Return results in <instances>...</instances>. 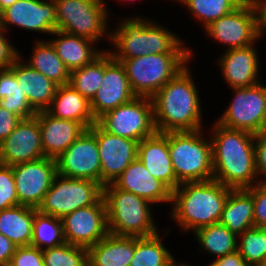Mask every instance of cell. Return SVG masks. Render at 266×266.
Returning a JSON list of instances; mask_svg holds the SVG:
<instances>
[{
    "mask_svg": "<svg viewBox=\"0 0 266 266\" xmlns=\"http://www.w3.org/2000/svg\"><path fill=\"white\" fill-rule=\"evenodd\" d=\"M213 179L232 189H243L257 183L254 134L213 125Z\"/></svg>",
    "mask_w": 266,
    "mask_h": 266,
    "instance_id": "6da1fadb",
    "label": "cell"
},
{
    "mask_svg": "<svg viewBox=\"0 0 266 266\" xmlns=\"http://www.w3.org/2000/svg\"><path fill=\"white\" fill-rule=\"evenodd\" d=\"M186 65L151 99L157 132L196 131L203 128L197 87Z\"/></svg>",
    "mask_w": 266,
    "mask_h": 266,
    "instance_id": "7a4b0ae2",
    "label": "cell"
},
{
    "mask_svg": "<svg viewBox=\"0 0 266 266\" xmlns=\"http://www.w3.org/2000/svg\"><path fill=\"white\" fill-rule=\"evenodd\" d=\"M231 189L214 179L182 183L172 191L170 216L184 232L219 223Z\"/></svg>",
    "mask_w": 266,
    "mask_h": 266,
    "instance_id": "3957f363",
    "label": "cell"
},
{
    "mask_svg": "<svg viewBox=\"0 0 266 266\" xmlns=\"http://www.w3.org/2000/svg\"><path fill=\"white\" fill-rule=\"evenodd\" d=\"M115 30L106 35L117 50L110 51L116 61L149 54L191 53L179 36L152 20L125 18Z\"/></svg>",
    "mask_w": 266,
    "mask_h": 266,
    "instance_id": "277c9868",
    "label": "cell"
},
{
    "mask_svg": "<svg viewBox=\"0 0 266 266\" xmlns=\"http://www.w3.org/2000/svg\"><path fill=\"white\" fill-rule=\"evenodd\" d=\"M108 231L117 236L147 237L158 233L150 203L113 183L103 187Z\"/></svg>",
    "mask_w": 266,
    "mask_h": 266,
    "instance_id": "5b68a950",
    "label": "cell"
},
{
    "mask_svg": "<svg viewBox=\"0 0 266 266\" xmlns=\"http://www.w3.org/2000/svg\"><path fill=\"white\" fill-rule=\"evenodd\" d=\"M202 136V129L168 132L169 155L180 184L213 179L212 144Z\"/></svg>",
    "mask_w": 266,
    "mask_h": 266,
    "instance_id": "8992f818",
    "label": "cell"
},
{
    "mask_svg": "<svg viewBox=\"0 0 266 266\" xmlns=\"http://www.w3.org/2000/svg\"><path fill=\"white\" fill-rule=\"evenodd\" d=\"M191 53H162L123 59L126 75L133 93L152 98L189 62Z\"/></svg>",
    "mask_w": 266,
    "mask_h": 266,
    "instance_id": "52a82bcc",
    "label": "cell"
},
{
    "mask_svg": "<svg viewBox=\"0 0 266 266\" xmlns=\"http://www.w3.org/2000/svg\"><path fill=\"white\" fill-rule=\"evenodd\" d=\"M104 0H54L56 30L99 42L104 37L109 16Z\"/></svg>",
    "mask_w": 266,
    "mask_h": 266,
    "instance_id": "ba28073f",
    "label": "cell"
},
{
    "mask_svg": "<svg viewBox=\"0 0 266 266\" xmlns=\"http://www.w3.org/2000/svg\"><path fill=\"white\" fill-rule=\"evenodd\" d=\"M103 197V186L96 181L55 175L37 211L62 219L75 210L96 204Z\"/></svg>",
    "mask_w": 266,
    "mask_h": 266,
    "instance_id": "9c48e42d",
    "label": "cell"
},
{
    "mask_svg": "<svg viewBox=\"0 0 266 266\" xmlns=\"http://www.w3.org/2000/svg\"><path fill=\"white\" fill-rule=\"evenodd\" d=\"M96 123L106 132L138 142L157 132L153 103L149 97L136 96L130 102L104 113Z\"/></svg>",
    "mask_w": 266,
    "mask_h": 266,
    "instance_id": "30bf717a",
    "label": "cell"
},
{
    "mask_svg": "<svg viewBox=\"0 0 266 266\" xmlns=\"http://www.w3.org/2000/svg\"><path fill=\"white\" fill-rule=\"evenodd\" d=\"M233 101L216 122L223 127L252 134L266 129V86L261 82L251 87L232 88Z\"/></svg>",
    "mask_w": 266,
    "mask_h": 266,
    "instance_id": "8fae6325",
    "label": "cell"
},
{
    "mask_svg": "<svg viewBox=\"0 0 266 266\" xmlns=\"http://www.w3.org/2000/svg\"><path fill=\"white\" fill-rule=\"evenodd\" d=\"M207 36L228 46L227 49L253 45L259 38V12L254 0H245L231 13L205 28Z\"/></svg>",
    "mask_w": 266,
    "mask_h": 266,
    "instance_id": "7c38bea8",
    "label": "cell"
},
{
    "mask_svg": "<svg viewBox=\"0 0 266 266\" xmlns=\"http://www.w3.org/2000/svg\"><path fill=\"white\" fill-rule=\"evenodd\" d=\"M59 175L96 181L101 184V161L96 139V123L83 133L56 159Z\"/></svg>",
    "mask_w": 266,
    "mask_h": 266,
    "instance_id": "4fadbf2b",
    "label": "cell"
},
{
    "mask_svg": "<svg viewBox=\"0 0 266 266\" xmlns=\"http://www.w3.org/2000/svg\"><path fill=\"white\" fill-rule=\"evenodd\" d=\"M65 242L85 248L95 245L109 234L106 203L79 208L62 219Z\"/></svg>",
    "mask_w": 266,
    "mask_h": 266,
    "instance_id": "5bb4252c",
    "label": "cell"
},
{
    "mask_svg": "<svg viewBox=\"0 0 266 266\" xmlns=\"http://www.w3.org/2000/svg\"><path fill=\"white\" fill-rule=\"evenodd\" d=\"M12 169L19 205L37 209L57 174L55 159L43 157Z\"/></svg>",
    "mask_w": 266,
    "mask_h": 266,
    "instance_id": "9a60e30c",
    "label": "cell"
},
{
    "mask_svg": "<svg viewBox=\"0 0 266 266\" xmlns=\"http://www.w3.org/2000/svg\"><path fill=\"white\" fill-rule=\"evenodd\" d=\"M135 97L123 64L112 57L110 50H104V76L100 88L90 101L94 118L97 120L104 113Z\"/></svg>",
    "mask_w": 266,
    "mask_h": 266,
    "instance_id": "2e32d148",
    "label": "cell"
},
{
    "mask_svg": "<svg viewBox=\"0 0 266 266\" xmlns=\"http://www.w3.org/2000/svg\"><path fill=\"white\" fill-rule=\"evenodd\" d=\"M96 139L101 161V185L114 183L137 158L138 141L104 131L96 123Z\"/></svg>",
    "mask_w": 266,
    "mask_h": 266,
    "instance_id": "e0dca14e",
    "label": "cell"
},
{
    "mask_svg": "<svg viewBox=\"0 0 266 266\" xmlns=\"http://www.w3.org/2000/svg\"><path fill=\"white\" fill-rule=\"evenodd\" d=\"M45 157L36 116L22 119L14 131L0 143V163L13 166Z\"/></svg>",
    "mask_w": 266,
    "mask_h": 266,
    "instance_id": "ac0fdd59",
    "label": "cell"
},
{
    "mask_svg": "<svg viewBox=\"0 0 266 266\" xmlns=\"http://www.w3.org/2000/svg\"><path fill=\"white\" fill-rule=\"evenodd\" d=\"M2 27L10 25L24 30L52 34L56 30V7L54 0H17L2 11Z\"/></svg>",
    "mask_w": 266,
    "mask_h": 266,
    "instance_id": "d6986e66",
    "label": "cell"
},
{
    "mask_svg": "<svg viewBox=\"0 0 266 266\" xmlns=\"http://www.w3.org/2000/svg\"><path fill=\"white\" fill-rule=\"evenodd\" d=\"M217 60L230 88L251 87L259 83V60L253 45L227 49Z\"/></svg>",
    "mask_w": 266,
    "mask_h": 266,
    "instance_id": "ffe728a7",
    "label": "cell"
},
{
    "mask_svg": "<svg viewBox=\"0 0 266 266\" xmlns=\"http://www.w3.org/2000/svg\"><path fill=\"white\" fill-rule=\"evenodd\" d=\"M137 158L148 172L174 191L180 183L177 181L168 150V132L159 133L138 143Z\"/></svg>",
    "mask_w": 266,
    "mask_h": 266,
    "instance_id": "44dd1931",
    "label": "cell"
},
{
    "mask_svg": "<svg viewBox=\"0 0 266 266\" xmlns=\"http://www.w3.org/2000/svg\"><path fill=\"white\" fill-rule=\"evenodd\" d=\"M35 116L45 157L56 159L85 131L79 122L53 117L47 111L36 112Z\"/></svg>",
    "mask_w": 266,
    "mask_h": 266,
    "instance_id": "7402d4cb",
    "label": "cell"
},
{
    "mask_svg": "<svg viewBox=\"0 0 266 266\" xmlns=\"http://www.w3.org/2000/svg\"><path fill=\"white\" fill-rule=\"evenodd\" d=\"M118 189L133 193L152 204L171 203L172 191L152 176L136 158L113 183Z\"/></svg>",
    "mask_w": 266,
    "mask_h": 266,
    "instance_id": "603a6c76",
    "label": "cell"
},
{
    "mask_svg": "<svg viewBox=\"0 0 266 266\" xmlns=\"http://www.w3.org/2000/svg\"><path fill=\"white\" fill-rule=\"evenodd\" d=\"M18 57L9 67L16 76V80L30 106L36 111H46L55 96L58 85L45 77L39 71L22 62Z\"/></svg>",
    "mask_w": 266,
    "mask_h": 266,
    "instance_id": "cb8c5ba5",
    "label": "cell"
},
{
    "mask_svg": "<svg viewBox=\"0 0 266 266\" xmlns=\"http://www.w3.org/2000/svg\"><path fill=\"white\" fill-rule=\"evenodd\" d=\"M46 111L53 117L79 122L85 129L97 122L91 111L90 101L69 84L57 87Z\"/></svg>",
    "mask_w": 266,
    "mask_h": 266,
    "instance_id": "d4e9b609",
    "label": "cell"
},
{
    "mask_svg": "<svg viewBox=\"0 0 266 266\" xmlns=\"http://www.w3.org/2000/svg\"><path fill=\"white\" fill-rule=\"evenodd\" d=\"M134 256V237L109 233L87 248L88 266H130Z\"/></svg>",
    "mask_w": 266,
    "mask_h": 266,
    "instance_id": "484cf974",
    "label": "cell"
},
{
    "mask_svg": "<svg viewBox=\"0 0 266 266\" xmlns=\"http://www.w3.org/2000/svg\"><path fill=\"white\" fill-rule=\"evenodd\" d=\"M51 35H57L58 39H49V42L70 72L87 65L102 52L93 47L95 42L89 39L60 30Z\"/></svg>",
    "mask_w": 266,
    "mask_h": 266,
    "instance_id": "4316f807",
    "label": "cell"
},
{
    "mask_svg": "<svg viewBox=\"0 0 266 266\" xmlns=\"http://www.w3.org/2000/svg\"><path fill=\"white\" fill-rule=\"evenodd\" d=\"M253 210V196L247 188L231 189L219 223L239 236L245 230L255 227Z\"/></svg>",
    "mask_w": 266,
    "mask_h": 266,
    "instance_id": "83f0119b",
    "label": "cell"
},
{
    "mask_svg": "<svg viewBox=\"0 0 266 266\" xmlns=\"http://www.w3.org/2000/svg\"><path fill=\"white\" fill-rule=\"evenodd\" d=\"M34 208L18 205L0 211V233L17 246H29L33 236Z\"/></svg>",
    "mask_w": 266,
    "mask_h": 266,
    "instance_id": "f1b7e54d",
    "label": "cell"
},
{
    "mask_svg": "<svg viewBox=\"0 0 266 266\" xmlns=\"http://www.w3.org/2000/svg\"><path fill=\"white\" fill-rule=\"evenodd\" d=\"M31 59L27 63L31 68L39 71L58 86L69 83L70 71L66 68L55 48L49 41H36Z\"/></svg>",
    "mask_w": 266,
    "mask_h": 266,
    "instance_id": "f546056e",
    "label": "cell"
},
{
    "mask_svg": "<svg viewBox=\"0 0 266 266\" xmlns=\"http://www.w3.org/2000/svg\"><path fill=\"white\" fill-rule=\"evenodd\" d=\"M0 107L7 109L21 119L34 117L36 114L10 68L0 69Z\"/></svg>",
    "mask_w": 266,
    "mask_h": 266,
    "instance_id": "4dcf8cb0",
    "label": "cell"
},
{
    "mask_svg": "<svg viewBox=\"0 0 266 266\" xmlns=\"http://www.w3.org/2000/svg\"><path fill=\"white\" fill-rule=\"evenodd\" d=\"M195 237L203 251L217 258L237 250L238 236L221 223H215L196 229Z\"/></svg>",
    "mask_w": 266,
    "mask_h": 266,
    "instance_id": "1f68e13d",
    "label": "cell"
},
{
    "mask_svg": "<svg viewBox=\"0 0 266 266\" xmlns=\"http://www.w3.org/2000/svg\"><path fill=\"white\" fill-rule=\"evenodd\" d=\"M161 241L159 233L134 237V256L130 266H172L175 259Z\"/></svg>",
    "mask_w": 266,
    "mask_h": 266,
    "instance_id": "d6a6232c",
    "label": "cell"
},
{
    "mask_svg": "<svg viewBox=\"0 0 266 266\" xmlns=\"http://www.w3.org/2000/svg\"><path fill=\"white\" fill-rule=\"evenodd\" d=\"M104 76V51L90 63L70 72L69 85L91 101L100 88Z\"/></svg>",
    "mask_w": 266,
    "mask_h": 266,
    "instance_id": "836d02e7",
    "label": "cell"
},
{
    "mask_svg": "<svg viewBox=\"0 0 266 266\" xmlns=\"http://www.w3.org/2000/svg\"><path fill=\"white\" fill-rule=\"evenodd\" d=\"M64 243L62 220L51 215L42 214L34 208L31 246L45 250Z\"/></svg>",
    "mask_w": 266,
    "mask_h": 266,
    "instance_id": "e575fe53",
    "label": "cell"
},
{
    "mask_svg": "<svg viewBox=\"0 0 266 266\" xmlns=\"http://www.w3.org/2000/svg\"><path fill=\"white\" fill-rule=\"evenodd\" d=\"M179 1L189 9L191 14L202 21L206 28L215 20L225 16L237 7H239L245 0H175Z\"/></svg>",
    "mask_w": 266,
    "mask_h": 266,
    "instance_id": "d590c367",
    "label": "cell"
},
{
    "mask_svg": "<svg viewBox=\"0 0 266 266\" xmlns=\"http://www.w3.org/2000/svg\"><path fill=\"white\" fill-rule=\"evenodd\" d=\"M237 251L247 266H260L266 258V228L253 227L238 236Z\"/></svg>",
    "mask_w": 266,
    "mask_h": 266,
    "instance_id": "8d00e7d4",
    "label": "cell"
},
{
    "mask_svg": "<svg viewBox=\"0 0 266 266\" xmlns=\"http://www.w3.org/2000/svg\"><path fill=\"white\" fill-rule=\"evenodd\" d=\"M44 266H88L87 248L65 242L42 250Z\"/></svg>",
    "mask_w": 266,
    "mask_h": 266,
    "instance_id": "74e56055",
    "label": "cell"
},
{
    "mask_svg": "<svg viewBox=\"0 0 266 266\" xmlns=\"http://www.w3.org/2000/svg\"><path fill=\"white\" fill-rule=\"evenodd\" d=\"M18 205L12 166L0 163V211Z\"/></svg>",
    "mask_w": 266,
    "mask_h": 266,
    "instance_id": "f35d334b",
    "label": "cell"
},
{
    "mask_svg": "<svg viewBox=\"0 0 266 266\" xmlns=\"http://www.w3.org/2000/svg\"><path fill=\"white\" fill-rule=\"evenodd\" d=\"M247 189L253 196L254 226L258 228H266V183L257 182L254 186Z\"/></svg>",
    "mask_w": 266,
    "mask_h": 266,
    "instance_id": "ab89813d",
    "label": "cell"
},
{
    "mask_svg": "<svg viewBox=\"0 0 266 266\" xmlns=\"http://www.w3.org/2000/svg\"><path fill=\"white\" fill-rule=\"evenodd\" d=\"M11 266H44L42 250L34 246H17Z\"/></svg>",
    "mask_w": 266,
    "mask_h": 266,
    "instance_id": "60d3db41",
    "label": "cell"
},
{
    "mask_svg": "<svg viewBox=\"0 0 266 266\" xmlns=\"http://www.w3.org/2000/svg\"><path fill=\"white\" fill-rule=\"evenodd\" d=\"M254 150H255V168L257 174V181L260 183H266V133L261 132L254 135Z\"/></svg>",
    "mask_w": 266,
    "mask_h": 266,
    "instance_id": "b9f144b4",
    "label": "cell"
},
{
    "mask_svg": "<svg viewBox=\"0 0 266 266\" xmlns=\"http://www.w3.org/2000/svg\"><path fill=\"white\" fill-rule=\"evenodd\" d=\"M5 32L6 30L0 26V69L9 68L20 56L16 47H14L4 35Z\"/></svg>",
    "mask_w": 266,
    "mask_h": 266,
    "instance_id": "7bdbcfd3",
    "label": "cell"
},
{
    "mask_svg": "<svg viewBox=\"0 0 266 266\" xmlns=\"http://www.w3.org/2000/svg\"><path fill=\"white\" fill-rule=\"evenodd\" d=\"M21 120L19 116L0 107V143L14 131Z\"/></svg>",
    "mask_w": 266,
    "mask_h": 266,
    "instance_id": "ee69618b",
    "label": "cell"
},
{
    "mask_svg": "<svg viewBox=\"0 0 266 266\" xmlns=\"http://www.w3.org/2000/svg\"><path fill=\"white\" fill-rule=\"evenodd\" d=\"M16 248V244L0 233V264L10 263L11 257L14 255Z\"/></svg>",
    "mask_w": 266,
    "mask_h": 266,
    "instance_id": "f6af8a7d",
    "label": "cell"
},
{
    "mask_svg": "<svg viewBox=\"0 0 266 266\" xmlns=\"http://www.w3.org/2000/svg\"><path fill=\"white\" fill-rule=\"evenodd\" d=\"M209 266H247L243 257L236 250L225 256L216 258Z\"/></svg>",
    "mask_w": 266,
    "mask_h": 266,
    "instance_id": "bcb514c9",
    "label": "cell"
},
{
    "mask_svg": "<svg viewBox=\"0 0 266 266\" xmlns=\"http://www.w3.org/2000/svg\"><path fill=\"white\" fill-rule=\"evenodd\" d=\"M259 12V38L266 29V0H254Z\"/></svg>",
    "mask_w": 266,
    "mask_h": 266,
    "instance_id": "7dc6e473",
    "label": "cell"
},
{
    "mask_svg": "<svg viewBox=\"0 0 266 266\" xmlns=\"http://www.w3.org/2000/svg\"><path fill=\"white\" fill-rule=\"evenodd\" d=\"M17 0H0V9L3 11L13 5Z\"/></svg>",
    "mask_w": 266,
    "mask_h": 266,
    "instance_id": "c3c4849f",
    "label": "cell"
},
{
    "mask_svg": "<svg viewBox=\"0 0 266 266\" xmlns=\"http://www.w3.org/2000/svg\"><path fill=\"white\" fill-rule=\"evenodd\" d=\"M172 266H190L188 263L185 264V263H178V262H174Z\"/></svg>",
    "mask_w": 266,
    "mask_h": 266,
    "instance_id": "681fc988",
    "label": "cell"
},
{
    "mask_svg": "<svg viewBox=\"0 0 266 266\" xmlns=\"http://www.w3.org/2000/svg\"><path fill=\"white\" fill-rule=\"evenodd\" d=\"M3 24V15H2V10L0 9V26Z\"/></svg>",
    "mask_w": 266,
    "mask_h": 266,
    "instance_id": "f907efd6",
    "label": "cell"
},
{
    "mask_svg": "<svg viewBox=\"0 0 266 266\" xmlns=\"http://www.w3.org/2000/svg\"><path fill=\"white\" fill-rule=\"evenodd\" d=\"M260 266H266V258L264 259V261L262 262Z\"/></svg>",
    "mask_w": 266,
    "mask_h": 266,
    "instance_id": "816d5d0a",
    "label": "cell"
},
{
    "mask_svg": "<svg viewBox=\"0 0 266 266\" xmlns=\"http://www.w3.org/2000/svg\"><path fill=\"white\" fill-rule=\"evenodd\" d=\"M0 266H11V265L8 263V264H0Z\"/></svg>",
    "mask_w": 266,
    "mask_h": 266,
    "instance_id": "f5cc1de1",
    "label": "cell"
}]
</instances>
